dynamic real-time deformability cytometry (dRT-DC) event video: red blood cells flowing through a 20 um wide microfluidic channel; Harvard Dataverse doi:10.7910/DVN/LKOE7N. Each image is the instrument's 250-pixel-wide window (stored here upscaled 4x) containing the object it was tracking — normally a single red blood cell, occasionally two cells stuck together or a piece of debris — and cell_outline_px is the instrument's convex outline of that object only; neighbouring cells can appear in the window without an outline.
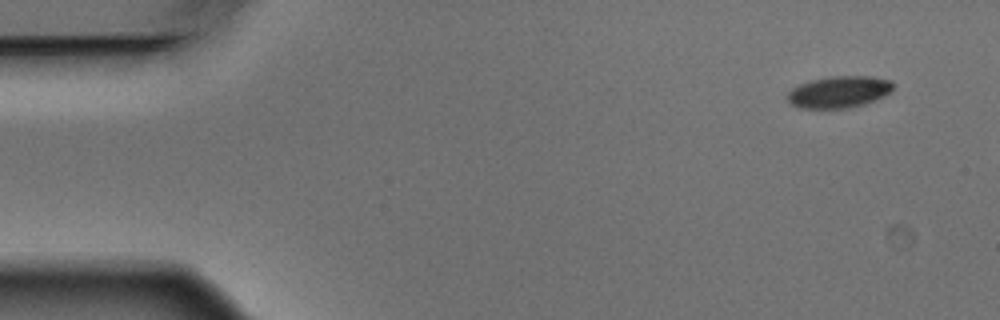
{"species": "Egyptian fruit bat (a non-hibernating species)", "species_latin": "Rousettus aegyptiacus", "temperature_condition": "warm", "stored_images_in_passage": 4, "camera_frame_rate_fps": 3000, "um_per_image_px": 0.085, "animal": {"sex": "male"}, "frame": {"image": 1, "passage_image": 1, "time_ms": 0.0, "image_size_px": [1000, 320], "cell_outline_px": [[896, 84], [892, 92], [884, 96], [864, 104], [848, 108], [800, 108], [792, 104], [788, 100], [788, 92], [792, 88], [800, 84], [812, 80], [832, 76], [872, 76], [892, 80]], "centroid_in_image_um": [71.38, 7.8], "position_along_channel_um": 13.6, "area_um2": 19.65}}